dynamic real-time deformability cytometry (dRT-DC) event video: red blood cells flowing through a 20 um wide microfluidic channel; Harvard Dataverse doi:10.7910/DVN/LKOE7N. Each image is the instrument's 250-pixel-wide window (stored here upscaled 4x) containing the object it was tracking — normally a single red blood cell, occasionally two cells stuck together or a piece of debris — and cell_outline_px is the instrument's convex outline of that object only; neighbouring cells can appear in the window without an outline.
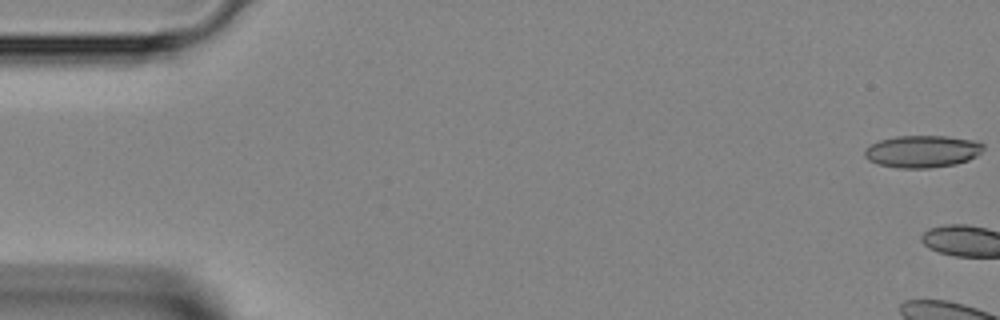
{"species": "Egyptian fruit bat (a non-hibernating species)", "species_latin": "Rousettus aegyptiacus", "temperature_condition": "room temperature", "stored_images_in_passage": 3, "camera_frame_rate_fps": 3000, "um_per_image_px": 0.085, "animal": {"sex": "female"}, "frame": {"image": 1, "passage_image": 1, "time_ms": 0.0, "image_size_px": [1000, 320], "cell_outline_px": [[984, 148], [976, 156], [968, 160], [956, 164], [928, 168], [896, 168], [876, 164], [868, 160], [864, 156], [864, 152], [872, 144], [880, 140], [896, 136], [948, 136], [976, 140], [984, 144]], "centroid_in_image_um": [78.41, 12.87], "position_along_channel_um": 6.6, "area_um2": 22.37}}